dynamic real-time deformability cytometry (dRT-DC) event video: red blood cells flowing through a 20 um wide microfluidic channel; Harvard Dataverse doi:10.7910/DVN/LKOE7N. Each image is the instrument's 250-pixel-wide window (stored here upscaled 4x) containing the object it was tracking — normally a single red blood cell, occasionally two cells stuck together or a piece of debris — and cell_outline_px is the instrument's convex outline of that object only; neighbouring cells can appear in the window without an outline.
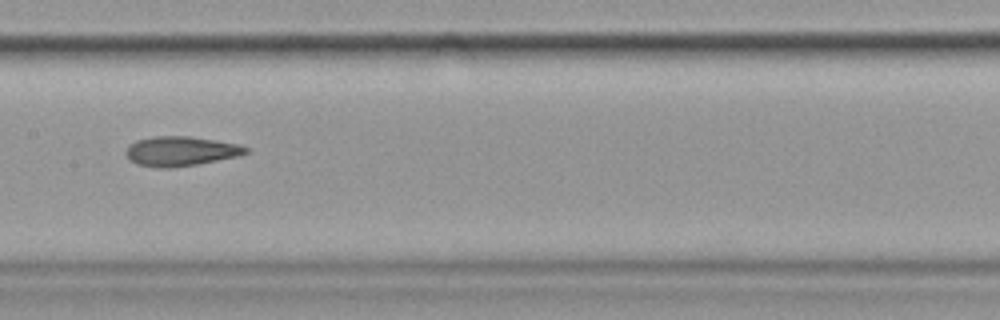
{"species": "common noctule bat (a hibernating species)", "species_latin": "Nyctalus noctula", "temperature_condition": "cold", "stored_images_in_passage": 13, "camera_frame_rate_fps": 3000, "um_per_image_px": 0.085, "animal": {"sex": "female", "body_mass_g": 19.9}, "frame": {"image": 1, "passage_image": 8, "time_ms": 9.0, "image_size_px": [1000, 320], "cell_outline_px": [[248, 152], [236, 156], [196, 164], [168, 168], [156, 168], [136, 164], [124, 152], [136, 140], [152, 136], [192, 136], [216, 140], [236, 144], [248, 148]], "centroid_in_image_um": [15.33, 12.84], "position_along_channel_um": 192.1, "area_um2": 20.4}, "authors_computed_cell_mechanics": {"area_um2": 20.519, "velocity_mm_per_s": 3.569, "shape_relaxation_time_tau1_ms": 9.7519, "shape_relaxation_time_tau2_ms": 4.8206, "deformation_change_tau1": 0.1544, "deformation_change_tau2": 0.1138}}